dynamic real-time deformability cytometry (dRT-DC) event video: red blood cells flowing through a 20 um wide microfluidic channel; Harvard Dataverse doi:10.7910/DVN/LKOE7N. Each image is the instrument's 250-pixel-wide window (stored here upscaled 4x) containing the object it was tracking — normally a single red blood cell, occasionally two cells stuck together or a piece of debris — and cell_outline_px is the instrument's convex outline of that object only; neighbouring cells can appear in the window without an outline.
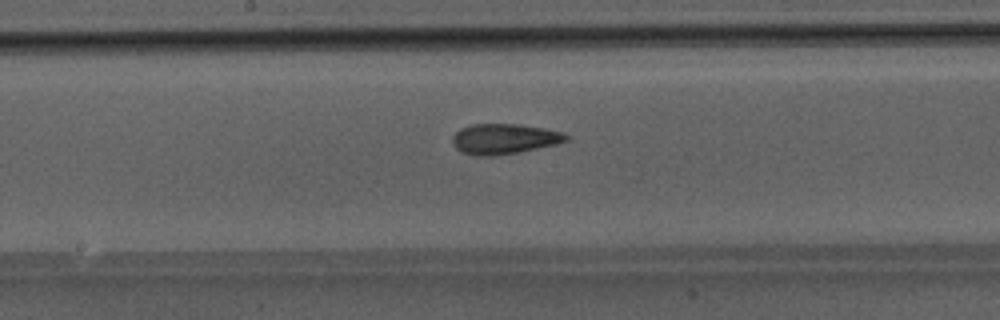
{"species": "Egyptian fruit bat (a non-hibernating species)", "species_latin": "Rousettus aegyptiacus", "temperature_condition": "room temperature", "stored_images_in_passage": 40, "camera_frame_rate_fps": 3000, "um_per_image_px": 0.085, "animal": {"sex": "male"}, "frame": {"image": 1, "passage_image": 17, "time_ms": 5.333, "image_size_px": [1000, 320], "cell_outline_px": [[568, 140], [556, 144], [520, 152], [492, 156], [476, 156], [460, 152], [452, 144], [452, 136], [460, 128], [472, 124], [520, 124], [544, 128], [564, 132], [568, 136]], "centroid_in_image_um": [42.83, 11.81], "position_along_channel_um": 205.4, "area_um2": 20.29}}
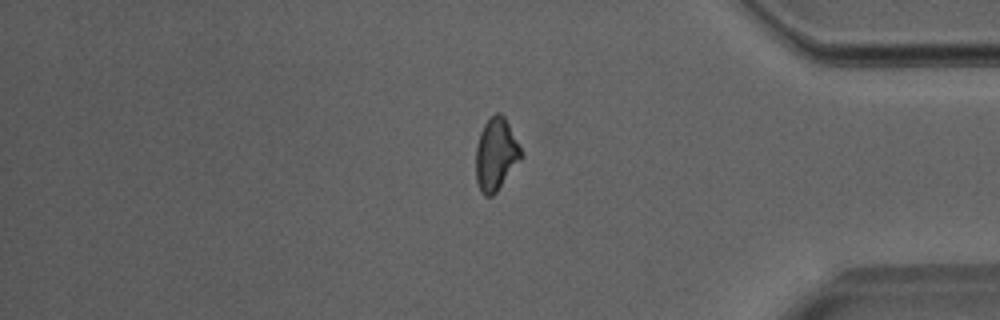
{"frame": {"image": 2, "passage_image": 32, "time_ms": 10.333, "image_size_px": [1000, 320], "cell_outline_px": [[524, 156], [496, 192], [492, 196], [484, 196], [480, 192], [476, 180], [476, 148], [480, 132], [484, 124], [496, 112], [500, 112], [504, 116], [524, 152]], "centroid_in_image_um": [42.17, 13.13], "position_along_channel_um": 393.0, "area_um2": 19.25}}
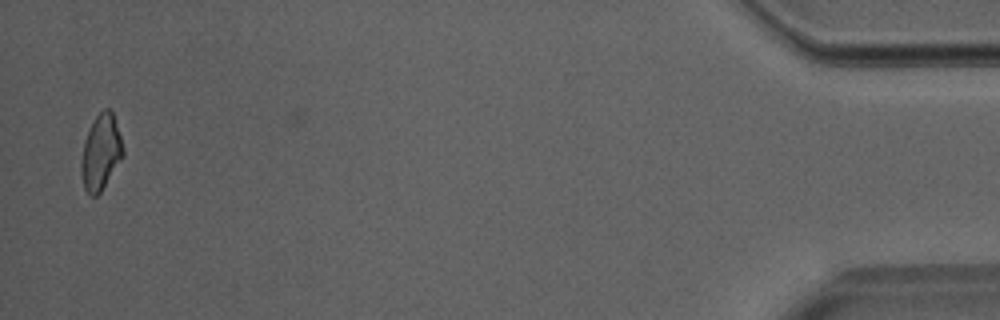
{"frame": {"image": 3, "passage_image": 39, "time_ms": 12.667, "image_size_px": [1000, 320], "cell_outline_px": [[124, 156], [100, 192], [96, 196], [92, 196], [84, 188], [80, 172], [80, 160], [84, 140], [96, 116], [104, 108], [108, 108], [112, 112], [124, 148]], "centroid_in_image_um": [8.56, 12.97], "position_along_channel_um": 426.6, "area_um2": 18.26}}